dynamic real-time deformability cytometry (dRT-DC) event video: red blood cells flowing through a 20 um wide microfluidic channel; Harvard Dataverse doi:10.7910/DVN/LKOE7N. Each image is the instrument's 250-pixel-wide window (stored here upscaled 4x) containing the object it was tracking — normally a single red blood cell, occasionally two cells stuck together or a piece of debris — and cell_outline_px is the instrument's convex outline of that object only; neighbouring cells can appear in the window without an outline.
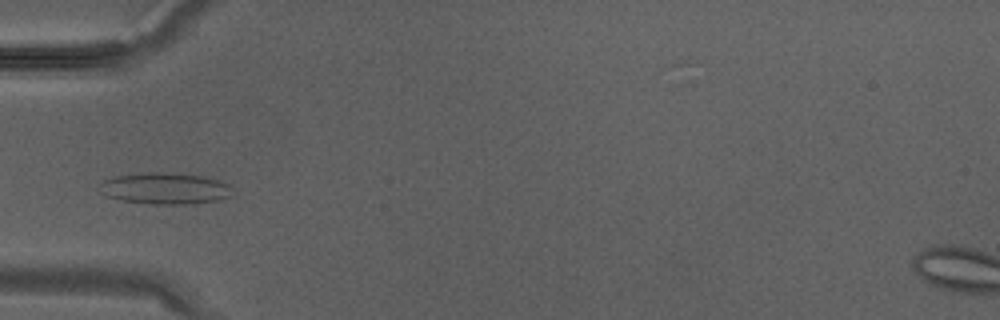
{"species": "Egyptian fruit bat (a non-hibernating species)", "species_latin": "Rousettus aegyptiacus", "temperature_condition": "warm", "stored_images_in_passage": 15, "camera_frame_rate_fps": 3000, "um_per_image_px": 0.085, "animal": {"sex": "male"}, "frame": {"image": 1, "passage_image": 9, "time_ms": 2.667, "image_size_px": [1000, 320], "cell_outline_px": [[232, 196], [220, 200], [188, 204], [148, 204], [120, 200], [108, 196], [100, 192], [96, 188], [96, 184], [104, 180], [116, 176], [148, 172], [156, 172], [200, 176], [216, 180], [228, 184], [232, 188]], "centroid_in_image_um": [13.97, 16.03], "position_along_channel_um": 71.0, "area_um2": 24.39}}